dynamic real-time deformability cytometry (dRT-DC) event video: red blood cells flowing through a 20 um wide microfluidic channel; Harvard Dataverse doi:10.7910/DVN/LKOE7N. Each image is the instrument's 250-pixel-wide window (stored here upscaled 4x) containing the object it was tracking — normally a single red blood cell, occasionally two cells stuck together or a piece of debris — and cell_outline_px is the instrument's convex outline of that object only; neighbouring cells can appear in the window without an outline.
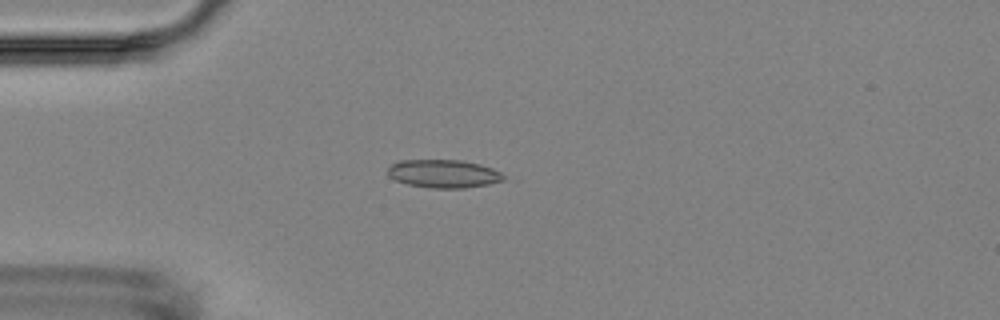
{"species": "Egyptian fruit bat (a non-hibernating species)", "species_latin": "Rousettus aegyptiacus", "temperature_condition": "room temperature", "stored_images_in_passage": 9, "camera_frame_rate_fps": 3000, "um_per_image_px": 0.085, "animal": {"sex": "female"}, "frame": {"image": 1, "passage_image": 4, "time_ms": 3.667, "image_size_px": [1000, 320], "cell_outline_px": [[504, 180], [488, 184], [464, 188], [432, 188], [408, 184], [396, 180], [388, 176], [388, 168], [396, 160], [460, 160], [480, 164], [492, 168], [500, 172], [504, 176]], "centroid_in_image_um": [37.69, 14.76], "position_along_channel_um": 47.3, "area_um2": 18.96}}
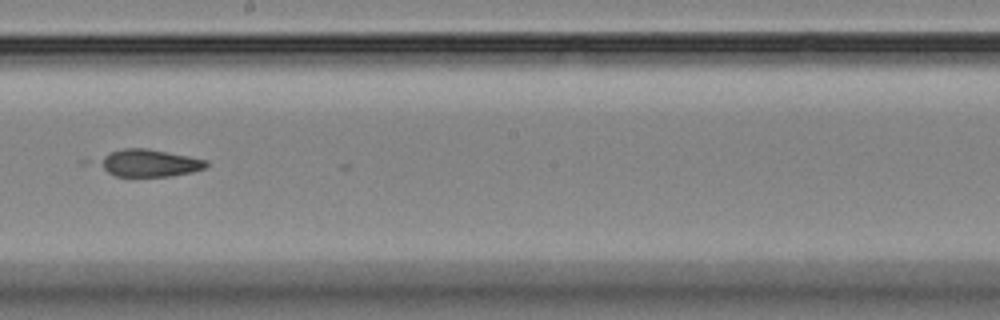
{"frame": {"image": 2, "passage_image": 9, "time_ms": 9.333, "image_size_px": [1000, 320], "cell_outline_px": [[208, 164], [204, 168], [192, 172], [172, 176], [116, 176], [108, 172], [96, 164], [96, 160], [108, 152], [124, 148], [148, 148], [208, 160]], "centroid_in_image_um": [12.63, 13.85], "position_along_channel_um": 235.6, "area_um2": 17.22}}